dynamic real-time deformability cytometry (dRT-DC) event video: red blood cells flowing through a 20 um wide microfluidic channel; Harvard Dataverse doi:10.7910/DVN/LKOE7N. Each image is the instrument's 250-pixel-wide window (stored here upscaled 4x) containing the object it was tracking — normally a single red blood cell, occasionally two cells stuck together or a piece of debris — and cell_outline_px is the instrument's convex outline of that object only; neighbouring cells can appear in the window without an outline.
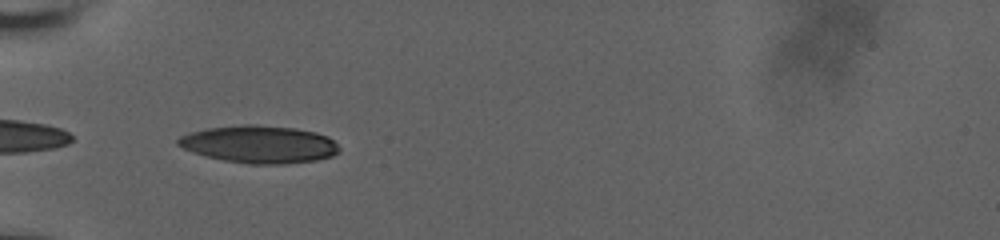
{"species": "human", "species_latin": "Homo sapiens", "temperature_condition": "room temperature", "stored_images_in_passage": 38, "camera_frame_rate_fps": 3000, "um_per_image_px": 0.085, "donor": {"sex": "male"}, "frame": {"image": 1, "passage_image": 1, "time_ms": 0.0, "image_size_px": [1000, 240], "cell_outline_px": [[340, 152], [332, 156], [316, 160], [284, 164], [252, 164], [224, 160], [192, 152], [176, 144], [176, 140], [180, 136], [192, 132], [208, 128], [244, 124], [256, 124], [296, 128], [316, 132], [328, 136], [340, 148]], "centroid_in_image_um": [22.06, 12.26], "position_along_channel_um": 62.9, "area_um2": 35.2}}
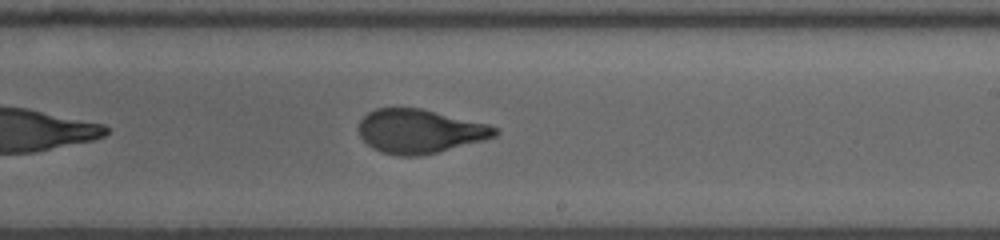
{"frame": {"image": 2, "passage_image": 17, "time_ms": 5.333, "image_size_px": [1000, 240], "cell_outline_px": [[500, 132], [496, 136], [436, 152], [420, 156], [396, 156], [380, 152], [372, 148], [360, 136], [360, 120], [368, 112], [376, 108], [420, 108], [488, 124], [500, 128]], "centroid_in_image_um": [35.67, 11.15], "position_along_channel_um": 253.3, "area_um2": 34.62}}
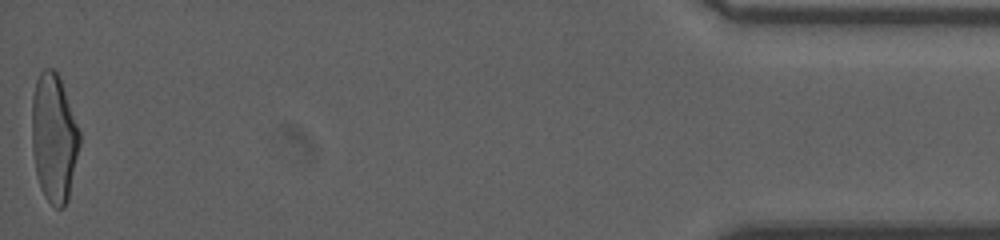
{"frame": {"image": 3, "passage_image": 38, "time_ms": 12.333, "image_size_px": [1000, 240], "cell_outline_px": [[80, 144], [68, 200], [64, 208], [56, 208], [44, 196], [40, 188], [36, 172], [32, 148], [32, 96], [36, 80], [40, 72], [44, 68], [52, 68], [60, 76], [80, 132]], "centroid_in_image_um": [4.58, 11.71], "position_along_channel_um": 430.6, "area_um2": 35.84}, "authors_computed_cell_mechanics": {"area_um2": 35.4603, "velocity_mm_per_s": 3.726, "shape_relaxation_time_tau1_ms": 5.6207, "shape_relaxation_time_tau2_ms": 0.8018, "deformation_change_tau1": 0.2102, "deformation_change_tau2": 0.0657}}